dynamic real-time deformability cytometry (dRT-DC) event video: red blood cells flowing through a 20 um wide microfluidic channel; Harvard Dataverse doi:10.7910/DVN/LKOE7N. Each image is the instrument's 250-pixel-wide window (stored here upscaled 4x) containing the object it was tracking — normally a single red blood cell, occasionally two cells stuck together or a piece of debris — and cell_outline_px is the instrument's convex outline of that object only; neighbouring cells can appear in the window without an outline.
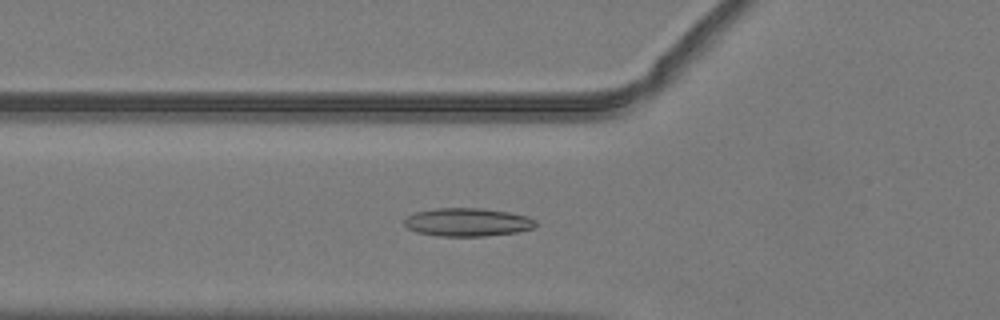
{"species": "common noctule bat (a hibernating species)", "species_latin": "Nyctalus noctula", "temperature_condition": "warm", "stored_images_in_passage": 36, "camera_frame_rate_fps": 3000, "um_per_image_px": 0.085, "animal": {"sex": "male", "body_mass_g": 19.2, "forearm_length_mm": 51.8}, "frame": {"image": 1, "passage_image": 3, "time_ms": 0.667, "image_size_px": [1000, 320], "cell_outline_px": [[536, 224], [532, 228], [516, 232], [484, 236], [440, 236], [420, 232], [408, 228], [404, 224], [404, 220], [408, 216], [416, 212], [436, 208], [480, 208], [508, 212], [528, 216], [536, 220]], "centroid_in_image_um": [39.75, 18.88], "position_along_channel_um": 86.0, "area_um2": 21.39}}
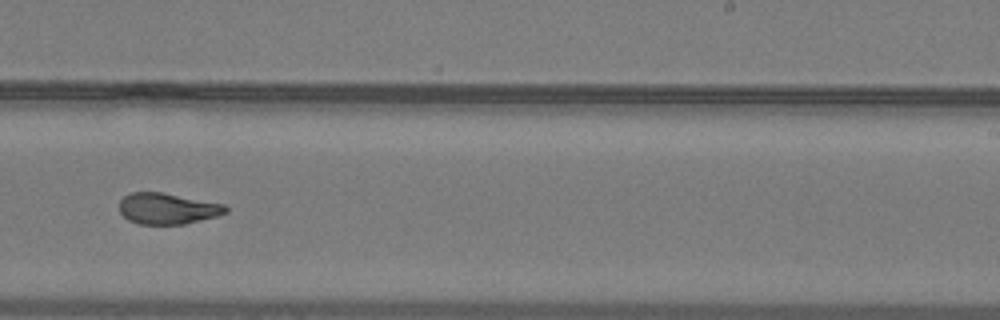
{"frame": {"image": 2, "passage_image": 17, "time_ms": 5.333, "image_size_px": [1000, 320], "cell_outline_px": [[228, 212], [216, 216], [184, 224], [140, 224], [128, 220], [120, 212], [120, 200], [128, 192], [160, 192], [224, 204], [228, 208]], "centroid_in_image_um": [14.22, 17.73], "position_along_channel_um": 274.8, "area_um2": 19.13}}
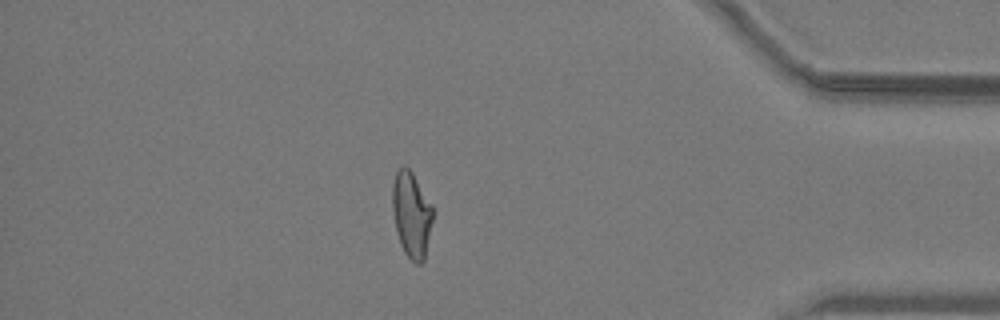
{"frame": {"image": 3, "passage_image": 29, "time_ms": 9.333, "image_size_px": [1000, 320], "cell_outline_px": [[432, 220], [424, 260], [420, 264], [416, 264], [404, 252], [400, 244], [396, 232], [392, 208], [392, 184], [396, 172], [404, 164], [412, 172], [432, 204]], "centroid_in_image_um": [34.96, 18.22], "position_along_channel_um": 400.2, "area_um2": 20.11}, "authors_computed_cell_mechanics": {"area_um2": 20.2589, "velocity_mm_per_s": 4.029, "shape_relaxation_time_tau1_ms": 10.6555, "shape_relaxation_time_tau2_ms": 0.9243, "deformation_change_tau1": 0.2688, "deformation_change_tau2": 0.0747}}